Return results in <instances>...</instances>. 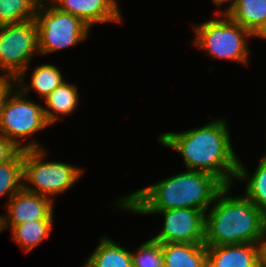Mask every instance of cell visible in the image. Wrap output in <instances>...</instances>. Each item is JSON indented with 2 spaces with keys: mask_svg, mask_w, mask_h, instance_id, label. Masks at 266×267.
<instances>
[{
  "mask_svg": "<svg viewBox=\"0 0 266 267\" xmlns=\"http://www.w3.org/2000/svg\"><path fill=\"white\" fill-rule=\"evenodd\" d=\"M38 52L35 19L0 25V70L16 80H25L26 73Z\"/></svg>",
  "mask_w": 266,
  "mask_h": 267,
  "instance_id": "8",
  "label": "cell"
},
{
  "mask_svg": "<svg viewBox=\"0 0 266 267\" xmlns=\"http://www.w3.org/2000/svg\"><path fill=\"white\" fill-rule=\"evenodd\" d=\"M255 267H266V261L262 258Z\"/></svg>",
  "mask_w": 266,
  "mask_h": 267,
  "instance_id": "28",
  "label": "cell"
},
{
  "mask_svg": "<svg viewBox=\"0 0 266 267\" xmlns=\"http://www.w3.org/2000/svg\"><path fill=\"white\" fill-rule=\"evenodd\" d=\"M54 201L24 190L6 202L7 214L0 215L1 232L6 228L38 219H53Z\"/></svg>",
  "mask_w": 266,
  "mask_h": 267,
  "instance_id": "10",
  "label": "cell"
},
{
  "mask_svg": "<svg viewBox=\"0 0 266 267\" xmlns=\"http://www.w3.org/2000/svg\"><path fill=\"white\" fill-rule=\"evenodd\" d=\"M136 214H162L163 228L152 239L162 243H204L205 213L192 208H177L163 211H132Z\"/></svg>",
  "mask_w": 266,
  "mask_h": 267,
  "instance_id": "9",
  "label": "cell"
},
{
  "mask_svg": "<svg viewBox=\"0 0 266 267\" xmlns=\"http://www.w3.org/2000/svg\"><path fill=\"white\" fill-rule=\"evenodd\" d=\"M131 255L133 267H164L161 244L152 238L139 245Z\"/></svg>",
  "mask_w": 266,
  "mask_h": 267,
  "instance_id": "22",
  "label": "cell"
},
{
  "mask_svg": "<svg viewBox=\"0 0 266 267\" xmlns=\"http://www.w3.org/2000/svg\"><path fill=\"white\" fill-rule=\"evenodd\" d=\"M62 71L52 64L38 65L32 72L31 83L25 80H16V87H18L25 95L33 90L40 95L44 100L50 93H52L59 85L64 82Z\"/></svg>",
  "mask_w": 266,
  "mask_h": 267,
  "instance_id": "16",
  "label": "cell"
},
{
  "mask_svg": "<svg viewBox=\"0 0 266 267\" xmlns=\"http://www.w3.org/2000/svg\"><path fill=\"white\" fill-rule=\"evenodd\" d=\"M78 86L64 81L43 101L47 122L52 125L76 110L79 102ZM63 116V117H62Z\"/></svg>",
  "mask_w": 266,
  "mask_h": 267,
  "instance_id": "14",
  "label": "cell"
},
{
  "mask_svg": "<svg viewBox=\"0 0 266 267\" xmlns=\"http://www.w3.org/2000/svg\"><path fill=\"white\" fill-rule=\"evenodd\" d=\"M15 86L16 79L13 76L6 73H2V75H0V110L6 97L14 89Z\"/></svg>",
  "mask_w": 266,
  "mask_h": 267,
  "instance_id": "24",
  "label": "cell"
},
{
  "mask_svg": "<svg viewBox=\"0 0 266 267\" xmlns=\"http://www.w3.org/2000/svg\"><path fill=\"white\" fill-rule=\"evenodd\" d=\"M27 97L16 86L8 94L0 110V134L13 141L21 150L42 149V145L35 140L22 143L23 138L50 126L43 105Z\"/></svg>",
  "mask_w": 266,
  "mask_h": 267,
  "instance_id": "6",
  "label": "cell"
},
{
  "mask_svg": "<svg viewBox=\"0 0 266 267\" xmlns=\"http://www.w3.org/2000/svg\"><path fill=\"white\" fill-rule=\"evenodd\" d=\"M21 151L13 141L0 134V165L14 159Z\"/></svg>",
  "mask_w": 266,
  "mask_h": 267,
  "instance_id": "23",
  "label": "cell"
},
{
  "mask_svg": "<svg viewBox=\"0 0 266 267\" xmlns=\"http://www.w3.org/2000/svg\"><path fill=\"white\" fill-rule=\"evenodd\" d=\"M223 15V16H222ZM208 19L194 26L193 44L212 58H220L247 65L250 51L247 40L253 38L252 33L234 22L227 14Z\"/></svg>",
  "mask_w": 266,
  "mask_h": 267,
  "instance_id": "4",
  "label": "cell"
},
{
  "mask_svg": "<svg viewBox=\"0 0 266 267\" xmlns=\"http://www.w3.org/2000/svg\"><path fill=\"white\" fill-rule=\"evenodd\" d=\"M227 15L253 33L266 22V0H237Z\"/></svg>",
  "mask_w": 266,
  "mask_h": 267,
  "instance_id": "19",
  "label": "cell"
},
{
  "mask_svg": "<svg viewBox=\"0 0 266 267\" xmlns=\"http://www.w3.org/2000/svg\"><path fill=\"white\" fill-rule=\"evenodd\" d=\"M46 1L41 0L36 9L38 54L48 55L88 38L90 28L79 17L49 6Z\"/></svg>",
  "mask_w": 266,
  "mask_h": 267,
  "instance_id": "7",
  "label": "cell"
},
{
  "mask_svg": "<svg viewBox=\"0 0 266 267\" xmlns=\"http://www.w3.org/2000/svg\"><path fill=\"white\" fill-rule=\"evenodd\" d=\"M45 150H23V189L52 200L70 189L84 170L69 163L44 161Z\"/></svg>",
  "mask_w": 266,
  "mask_h": 267,
  "instance_id": "5",
  "label": "cell"
},
{
  "mask_svg": "<svg viewBox=\"0 0 266 267\" xmlns=\"http://www.w3.org/2000/svg\"><path fill=\"white\" fill-rule=\"evenodd\" d=\"M262 258L266 261V227L264 231V237L262 241Z\"/></svg>",
  "mask_w": 266,
  "mask_h": 267,
  "instance_id": "27",
  "label": "cell"
},
{
  "mask_svg": "<svg viewBox=\"0 0 266 267\" xmlns=\"http://www.w3.org/2000/svg\"><path fill=\"white\" fill-rule=\"evenodd\" d=\"M23 150L12 160L0 165V197L7 202L23 188Z\"/></svg>",
  "mask_w": 266,
  "mask_h": 267,
  "instance_id": "21",
  "label": "cell"
},
{
  "mask_svg": "<svg viewBox=\"0 0 266 267\" xmlns=\"http://www.w3.org/2000/svg\"><path fill=\"white\" fill-rule=\"evenodd\" d=\"M41 0H0V25L35 19Z\"/></svg>",
  "mask_w": 266,
  "mask_h": 267,
  "instance_id": "20",
  "label": "cell"
},
{
  "mask_svg": "<svg viewBox=\"0 0 266 267\" xmlns=\"http://www.w3.org/2000/svg\"><path fill=\"white\" fill-rule=\"evenodd\" d=\"M231 187L225 186L205 213L204 244H262L266 216L244 195H228Z\"/></svg>",
  "mask_w": 266,
  "mask_h": 267,
  "instance_id": "3",
  "label": "cell"
},
{
  "mask_svg": "<svg viewBox=\"0 0 266 267\" xmlns=\"http://www.w3.org/2000/svg\"><path fill=\"white\" fill-rule=\"evenodd\" d=\"M158 137L160 144L179 152L187 170L210 173L225 186L234 184L239 158L232 148L225 119L212 120L188 131L166 132Z\"/></svg>",
  "mask_w": 266,
  "mask_h": 267,
  "instance_id": "1",
  "label": "cell"
},
{
  "mask_svg": "<svg viewBox=\"0 0 266 267\" xmlns=\"http://www.w3.org/2000/svg\"><path fill=\"white\" fill-rule=\"evenodd\" d=\"M210 267H255L262 259L261 244L206 246Z\"/></svg>",
  "mask_w": 266,
  "mask_h": 267,
  "instance_id": "12",
  "label": "cell"
},
{
  "mask_svg": "<svg viewBox=\"0 0 266 267\" xmlns=\"http://www.w3.org/2000/svg\"><path fill=\"white\" fill-rule=\"evenodd\" d=\"M12 239L26 253L40 245L53 231V219H38L11 228Z\"/></svg>",
  "mask_w": 266,
  "mask_h": 267,
  "instance_id": "18",
  "label": "cell"
},
{
  "mask_svg": "<svg viewBox=\"0 0 266 267\" xmlns=\"http://www.w3.org/2000/svg\"><path fill=\"white\" fill-rule=\"evenodd\" d=\"M252 37L266 40V22L252 33Z\"/></svg>",
  "mask_w": 266,
  "mask_h": 267,
  "instance_id": "26",
  "label": "cell"
},
{
  "mask_svg": "<svg viewBox=\"0 0 266 267\" xmlns=\"http://www.w3.org/2000/svg\"><path fill=\"white\" fill-rule=\"evenodd\" d=\"M85 267H133L131 251L103 236L84 263Z\"/></svg>",
  "mask_w": 266,
  "mask_h": 267,
  "instance_id": "15",
  "label": "cell"
},
{
  "mask_svg": "<svg viewBox=\"0 0 266 267\" xmlns=\"http://www.w3.org/2000/svg\"><path fill=\"white\" fill-rule=\"evenodd\" d=\"M225 185L204 171L185 170L128 193L113 203L126 211H163L192 208L204 213Z\"/></svg>",
  "mask_w": 266,
  "mask_h": 267,
  "instance_id": "2",
  "label": "cell"
},
{
  "mask_svg": "<svg viewBox=\"0 0 266 267\" xmlns=\"http://www.w3.org/2000/svg\"><path fill=\"white\" fill-rule=\"evenodd\" d=\"M249 174L239 160L236 181H246L244 196L266 216V158L261 157L253 174Z\"/></svg>",
  "mask_w": 266,
  "mask_h": 267,
  "instance_id": "17",
  "label": "cell"
},
{
  "mask_svg": "<svg viewBox=\"0 0 266 267\" xmlns=\"http://www.w3.org/2000/svg\"><path fill=\"white\" fill-rule=\"evenodd\" d=\"M49 1L58 10L79 17L89 28L94 24L122 22V15L116 0Z\"/></svg>",
  "mask_w": 266,
  "mask_h": 267,
  "instance_id": "11",
  "label": "cell"
},
{
  "mask_svg": "<svg viewBox=\"0 0 266 267\" xmlns=\"http://www.w3.org/2000/svg\"><path fill=\"white\" fill-rule=\"evenodd\" d=\"M164 267H204L207 250L204 243H162Z\"/></svg>",
  "mask_w": 266,
  "mask_h": 267,
  "instance_id": "13",
  "label": "cell"
},
{
  "mask_svg": "<svg viewBox=\"0 0 266 267\" xmlns=\"http://www.w3.org/2000/svg\"><path fill=\"white\" fill-rule=\"evenodd\" d=\"M212 2H214V4L218 7L225 4L226 2L227 3L231 2V3H229V6L226 7V9H224V11H221V10L218 11L217 10L216 11V15H217V14H227L235 6L237 0H212Z\"/></svg>",
  "mask_w": 266,
  "mask_h": 267,
  "instance_id": "25",
  "label": "cell"
}]
</instances>
